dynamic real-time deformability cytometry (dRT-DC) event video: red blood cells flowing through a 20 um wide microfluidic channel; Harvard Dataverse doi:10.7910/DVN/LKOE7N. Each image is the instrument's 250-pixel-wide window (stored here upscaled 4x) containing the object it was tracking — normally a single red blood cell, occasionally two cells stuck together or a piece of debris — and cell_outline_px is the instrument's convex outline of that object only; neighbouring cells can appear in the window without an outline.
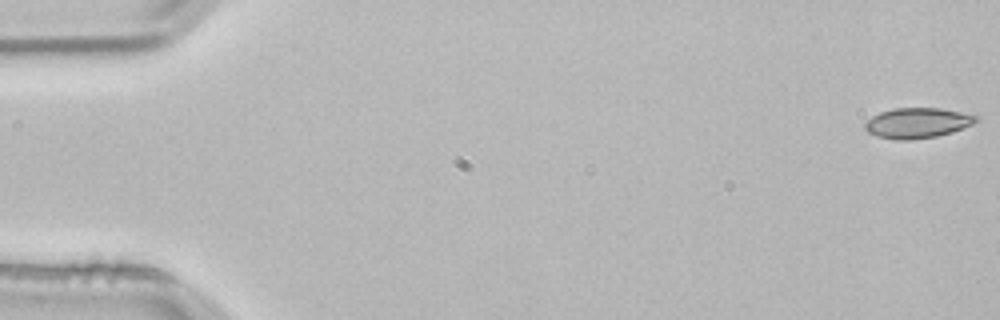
{"species": "common noctule bat (a hibernating species)", "species_latin": "Nyctalus noctula", "temperature_condition": "room temperature", "stored_images_in_passage": 4, "camera_frame_rate_fps": 3000, "um_per_image_px": 0.085, "animal": {"sex": "male", "body_mass_g": 21.5, "forearm_length_mm": 52.0}, "frame": {"image": 1, "passage_image": 1, "time_ms": 0.0, "image_size_px": [1000, 320], "cell_outline_px": [[976, 120], [972, 124], [952, 132], [936, 136], [908, 140], [896, 140], [876, 136], [868, 132], [864, 128], [864, 124], [872, 116], [880, 112], [892, 108], [940, 108], [960, 112], [976, 116]], "centroid_in_image_um": [77.91, 10.45], "position_along_channel_um": 7.1, "area_um2": 19.42}}